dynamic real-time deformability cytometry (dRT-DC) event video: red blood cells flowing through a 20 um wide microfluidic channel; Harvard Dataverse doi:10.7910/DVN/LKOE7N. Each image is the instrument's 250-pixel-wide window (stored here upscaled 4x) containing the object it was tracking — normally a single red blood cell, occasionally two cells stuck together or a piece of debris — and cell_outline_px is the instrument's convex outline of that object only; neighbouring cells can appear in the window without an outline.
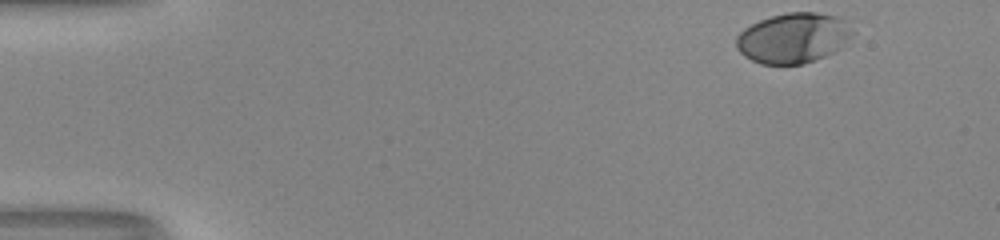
{"species": "human", "species_latin": "Homo sapiens", "temperature_condition": "room temperature", "stored_images_in_passage": 40, "camera_frame_rate_fps": 3000, "um_per_image_px": 0.085, "donor": {"sex": "male"}, "frame": {"image": 1, "passage_image": 1, "time_ms": 0.0, "image_size_px": [1000, 240], "cell_outline_px": [[852, 36], [832, 52], [824, 56], [804, 64], [760, 64], [744, 56], [736, 48], [736, 36], [744, 28], [760, 20], [772, 16], [788, 12], [816, 12], [840, 16], [844, 20], [852, 32]], "centroid_in_image_um": [67.38, 3.22], "position_along_channel_um": 17.6, "area_um2": 33.76}}
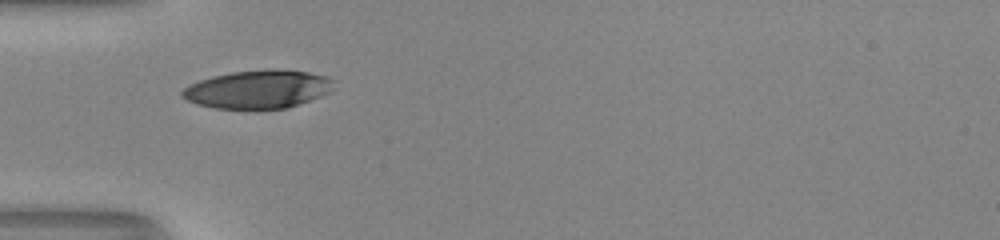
{"frame": {"image": 2, "passage_image": 14, "time_ms": 4.333, "image_size_px": [1000, 240], "cell_outline_px": [[336, 80], [328, 92], [320, 96], [284, 108], [216, 108], [196, 104], [180, 96], [180, 92], [188, 84], [212, 76], [232, 72], [264, 68], [276, 68], [308, 72], [324, 76]], "centroid_in_image_um": [21.89, 7.56], "position_along_channel_um": 63.1, "area_um2": 33.64}}
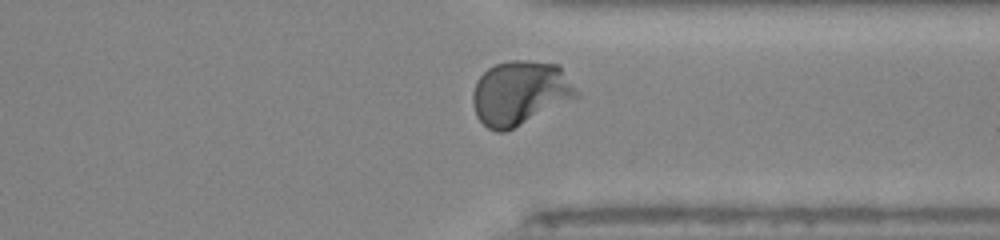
{"frame": {"image": 3, "passage_image": 37, "time_ms": 12.0, "image_size_px": [1000, 240], "cell_outline_px": [[580, 96], [504, 132], [496, 132], [488, 128], [476, 116], [472, 104], [472, 92], [480, 76], [488, 68], [496, 64], [508, 60], [524, 60], [560, 64]], "centroid_in_image_um": [44.19, 7.88], "position_along_channel_um": 367.2, "area_um2": 38.67}, "authors_computed_cell_mechanics": {"area_um2": 35.1424, "velocity_mm_per_s": 3.9949, "shape_relaxation_time_tau1_ms": 2.9856, "shape_relaxation_time_tau2_ms": null, "deformation_change_tau1": 0.1772, "deformation_change_tau2": null}}